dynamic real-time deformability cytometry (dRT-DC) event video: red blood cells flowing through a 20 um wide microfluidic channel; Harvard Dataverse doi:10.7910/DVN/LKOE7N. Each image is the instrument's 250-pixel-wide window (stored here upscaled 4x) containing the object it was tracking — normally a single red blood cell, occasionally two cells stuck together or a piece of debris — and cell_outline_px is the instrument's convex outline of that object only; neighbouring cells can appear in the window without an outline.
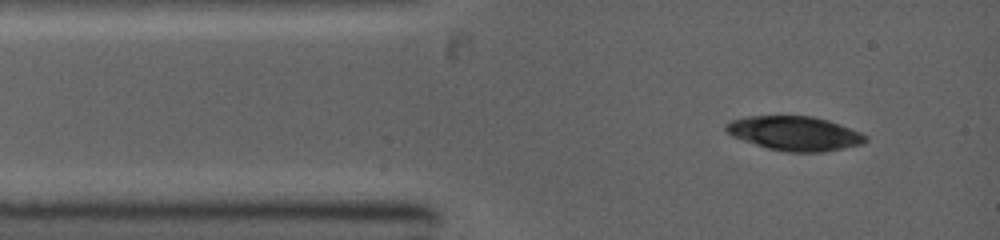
{"species": "common noctule bat (a hibernating species)", "species_latin": "Nyctalus noctula", "temperature_condition": "warm", "stored_images_in_passage": 3, "camera_frame_rate_fps": 5000, "um_per_image_px": 0.085, "animal": {"sex": "female", "body_mass_g": 19.0, "forearm_length_mm": 53.3}, "frame": {"image": 1, "passage_image": 1, "time_ms": 0.0, "image_size_px": [1000, 240], "cell_outline_px": [[868, 140], [864, 144], [824, 152], [788, 152], [768, 148], [732, 136], [724, 128], [724, 124], [732, 120], [748, 116], [812, 116], [828, 120], [840, 124], [860, 132], [868, 136]], "centroid_in_image_um": [67.58, 11.34], "position_along_channel_um": 17.4, "area_um2": 27.86}}
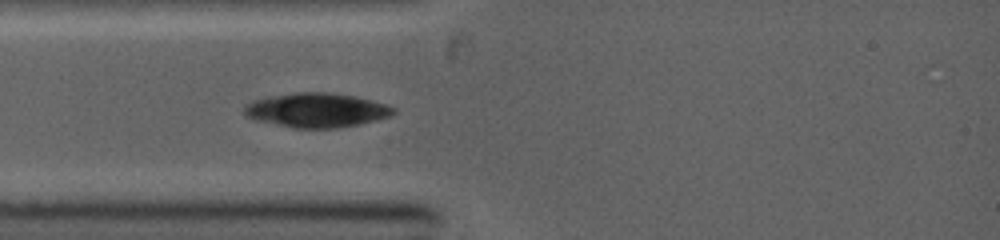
{"frame": {"image": 2, "passage_image": 3, "time_ms": 1.6, "image_size_px": [1000, 240], "cell_outline_px": [[396, 112], [388, 116], [376, 120], [360, 124], [336, 128], [296, 128], [256, 120], [244, 116], [244, 104], [252, 100], [268, 96], [296, 92], [332, 92], [356, 96], [388, 104], [396, 108]], "centroid_in_image_um": [26.9, 9.35], "position_along_channel_um": 58.1, "area_um2": 30.11}}